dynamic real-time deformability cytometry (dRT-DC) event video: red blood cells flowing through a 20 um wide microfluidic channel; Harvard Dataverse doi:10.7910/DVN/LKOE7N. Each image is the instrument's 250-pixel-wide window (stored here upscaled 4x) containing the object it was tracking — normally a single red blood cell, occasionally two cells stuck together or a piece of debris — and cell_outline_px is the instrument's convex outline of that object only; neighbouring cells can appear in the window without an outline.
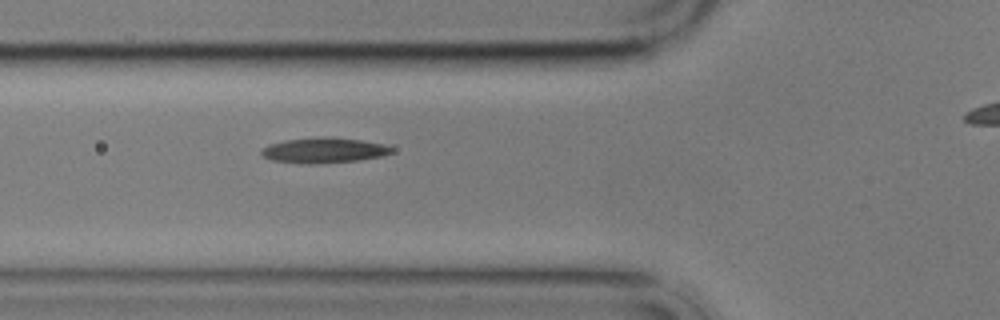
{"species": "common noctule bat (a hibernating species)", "species_latin": "Nyctalus noctula", "temperature_condition": "cold", "stored_images_in_passage": 5, "camera_frame_rate_fps": 3000, "um_per_image_px": 0.085, "animal": {"sex": "male", "body_mass_g": 17.9}, "frame": {"image": 1, "passage_image": 4, "time_ms": 3.333, "image_size_px": [1000, 320], "cell_outline_px": [[392, 152], [384, 156], [356, 160], [316, 164], [300, 164], [272, 160], [264, 156], [260, 152], [268, 144], [284, 140], [320, 136], [332, 136], [360, 140], [384, 144], [392, 148]], "centroid_in_image_um": [27.51, 12.77], "position_along_channel_um": 98.3, "area_um2": 19.36}}